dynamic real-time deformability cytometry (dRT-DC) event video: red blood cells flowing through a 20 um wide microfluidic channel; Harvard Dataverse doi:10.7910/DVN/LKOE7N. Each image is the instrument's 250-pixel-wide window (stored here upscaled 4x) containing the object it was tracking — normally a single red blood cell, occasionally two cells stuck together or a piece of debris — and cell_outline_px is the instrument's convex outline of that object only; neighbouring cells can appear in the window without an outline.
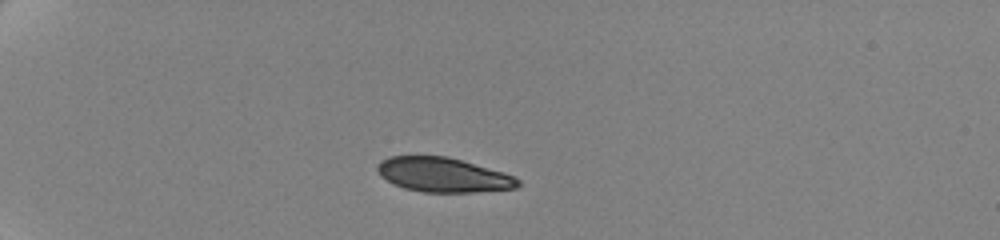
{"species": "human", "species_latin": "Homo sapiens", "temperature_condition": "cold", "stored_images_in_passage": 5, "camera_frame_rate_fps": 3000, "um_per_image_px": 0.085, "donor": {"sex": "female"}, "frame": {"image": 1, "passage_image": 3, "time_ms": 3.0, "image_size_px": [1000, 240], "cell_outline_px": [[520, 184], [516, 188], [476, 192], [424, 192], [404, 188], [380, 176], [376, 168], [384, 160], [392, 156], [448, 156], [504, 172], [520, 180]], "centroid_in_image_um": [37.71, 14.86], "position_along_channel_um": 47.3, "area_um2": 27.98}}
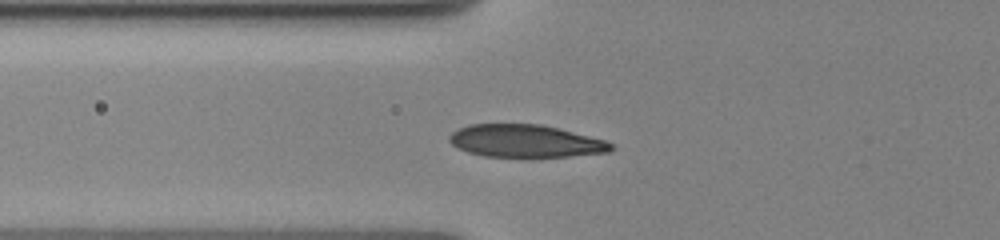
{"frame": {"image": 2, "passage_image": 5, "time_ms": 5.333, "image_size_px": [1000, 240], "cell_outline_px": [[616, 148], [608, 152], [532, 160], [524, 160], [484, 156], [468, 152], [452, 144], [448, 140], [448, 136], [452, 132], [468, 124], [540, 124], [604, 140], [616, 144]], "centroid_in_image_um": [44.67, 12.04], "position_along_channel_um": 81.1, "area_um2": 31.73}}